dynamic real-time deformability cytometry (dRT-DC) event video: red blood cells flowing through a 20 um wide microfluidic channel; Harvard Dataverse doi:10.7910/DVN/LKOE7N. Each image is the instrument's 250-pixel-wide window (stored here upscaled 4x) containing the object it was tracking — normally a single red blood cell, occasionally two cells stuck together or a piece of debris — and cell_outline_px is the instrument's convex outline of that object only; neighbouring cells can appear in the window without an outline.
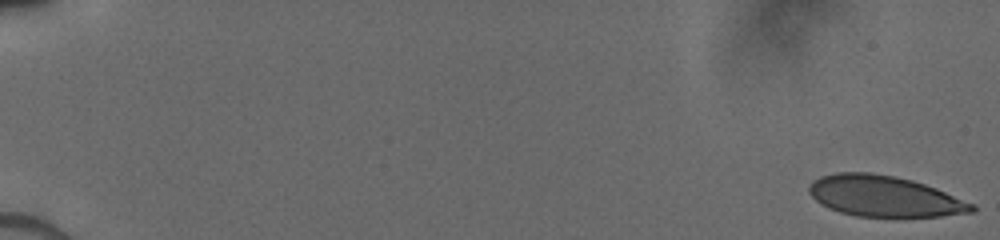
{"species": "human", "species_latin": "Homo sapiens", "temperature_condition": "cold", "stored_images_in_passage": 24, "camera_frame_rate_fps": 3000, "um_per_image_px": 0.085, "donor": {"sex": "male"}, "frame": {"image": 1, "passage_image": 1, "time_ms": 0.0, "image_size_px": [1000, 240], "cell_outline_px": [[976, 208], [972, 212], [940, 216], [856, 216], [840, 212], [820, 204], [808, 192], [808, 188], [812, 180], [820, 176], [836, 172], [872, 172], [896, 176], [912, 180], [936, 188], [976, 204]], "centroid_in_image_um": [75.15, 16.66], "position_along_channel_um": 9.8, "area_um2": 38.84}}
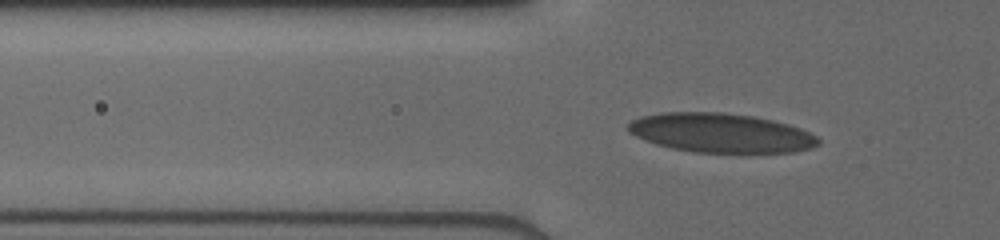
{"frame": {"image": 2, "passage_image": 22, "time_ms": 6.0, "image_size_px": [1000, 240], "cell_outline_px": [[820, 144], [812, 148], [792, 152], [748, 156], [740, 156], [692, 152], [672, 148], [656, 144], [644, 140], [628, 132], [628, 124], [632, 120], [640, 116], [660, 112], [720, 112], [752, 116], [772, 120], [788, 124], [800, 128], [816, 136], [820, 140]], "centroid_in_image_um": [61.31, 11.35], "position_along_channel_um": 64.5, "area_um2": 45.03}}
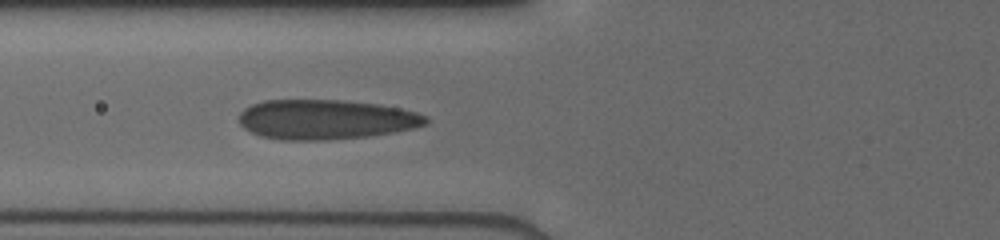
{"frame": {"image": 3, "passage_image": 24, "time_ms": 7.0, "image_size_px": [1000, 240], "cell_outline_px": [[428, 124], [412, 128], [392, 132], [368, 136], [328, 140], [280, 140], [260, 136], [244, 128], [240, 124], [240, 112], [244, 108], [252, 104], [264, 100], [344, 100], [380, 104], [400, 108], [416, 112], [428, 116]], "centroid_in_image_um": [27.69, 10.15], "position_along_channel_um": 98.1, "area_um2": 43.47}}